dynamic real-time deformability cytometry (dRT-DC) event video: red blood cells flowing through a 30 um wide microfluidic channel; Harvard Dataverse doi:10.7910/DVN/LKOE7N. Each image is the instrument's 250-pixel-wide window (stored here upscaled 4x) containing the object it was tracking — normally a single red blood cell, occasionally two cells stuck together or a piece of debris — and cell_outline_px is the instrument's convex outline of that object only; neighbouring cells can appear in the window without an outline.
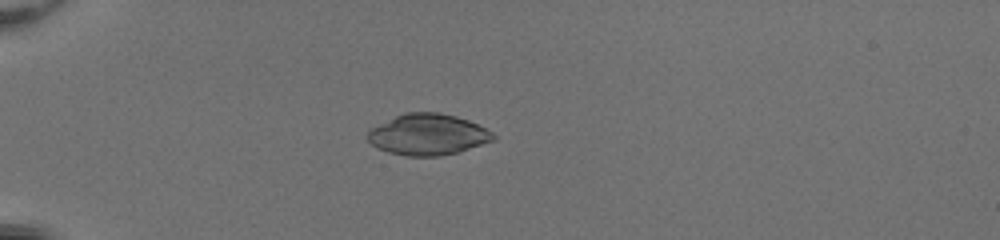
{"species": "common noctule bat (a hibernating species)", "species_latin": "Nyctalus noctula", "temperature_condition": "room temperature", "stored_images_in_passage": 36, "camera_frame_rate_fps": 3000, "um_per_image_px": 0.085, "animal": {"sex": "female", "body_mass_g": 20.0, "forearm_length_mm": 54.0}, "frame": {"image": 1, "passage_image": 1, "time_ms": 0.0, "image_size_px": [1000, 240], "cell_outline_px": [[496, 140], [456, 152], [440, 156], [404, 156], [388, 152], [376, 148], [364, 136], [372, 128], [404, 112], [440, 112], [456, 116], [468, 120], [492, 132], [496, 136]], "centroid_in_image_um": [36.35, 11.44], "position_along_channel_um": 48.6, "area_um2": 30.06}}
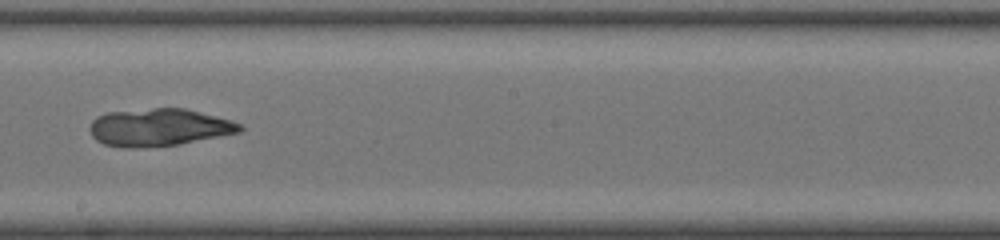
{"frame": {"image": 2, "passage_image": 17, "time_ms": 5.333, "image_size_px": [1000, 240], "cell_outline_px": [[244, 128], [240, 132], [180, 144], [136, 148], [124, 148], [104, 144], [96, 140], [92, 136], [88, 128], [92, 120], [96, 116], [108, 112], [152, 108], [184, 108], [232, 120], [240, 124]], "centroid_in_image_um": [13.48, 10.83], "position_along_channel_um": 234.7, "area_um2": 32.89}}
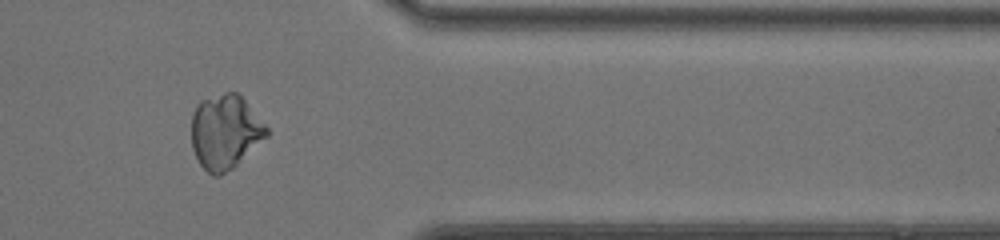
{"frame": {"image": 3, "passage_image": 29, "time_ms": 9.333, "image_size_px": [1000, 240], "cell_outline_px": [[268, 136], [232, 168], [220, 176], [212, 176], [200, 164], [192, 148], [192, 112], [196, 104], [200, 100], [224, 92], [236, 92], [244, 100], [268, 128]], "centroid_in_image_um": [19.11, 11.2], "position_along_channel_um": 392.3, "area_um2": 32.37}}